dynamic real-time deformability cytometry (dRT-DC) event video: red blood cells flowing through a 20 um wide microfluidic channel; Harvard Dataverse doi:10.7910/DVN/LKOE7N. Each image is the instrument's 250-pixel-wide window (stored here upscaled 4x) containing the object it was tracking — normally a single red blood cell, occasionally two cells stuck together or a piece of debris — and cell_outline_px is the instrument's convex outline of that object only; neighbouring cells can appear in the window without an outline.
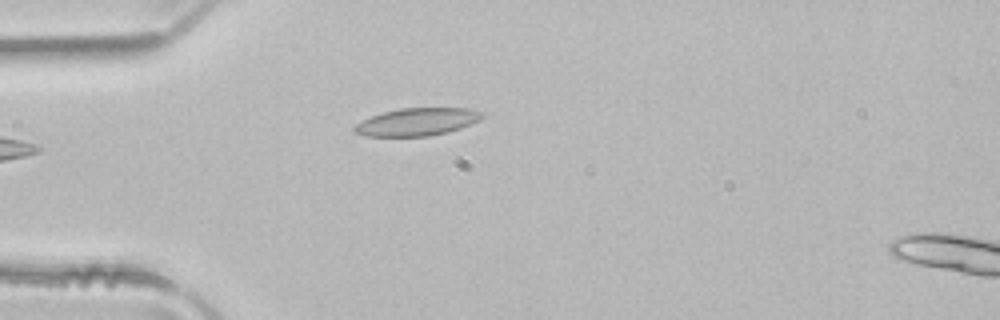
{"species": "common noctule bat (a hibernating species)", "species_latin": "Nyctalus noctula", "temperature_condition": "room temperature", "stored_images_in_passage": 35, "camera_frame_rate_fps": 3000, "um_per_image_px": 0.085, "animal": {"sex": "male", "body_mass_g": 21.5, "forearm_length_mm": 52.0}, "frame": {"image": 1, "passage_image": 1, "time_ms": 0.0, "image_size_px": [1000, 320], "cell_outline_px": [[484, 116], [480, 120], [460, 128], [448, 132], [428, 136], [364, 136], [356, 132], [352, 128], [356, 124], [372, 116], [384, 112], [400, 108], [468, 108], [484, 112]], "centroid_in_image_um": [35.49, 10.35], "position_along_channel_um": 49.5, "area_um2": 20.46}}
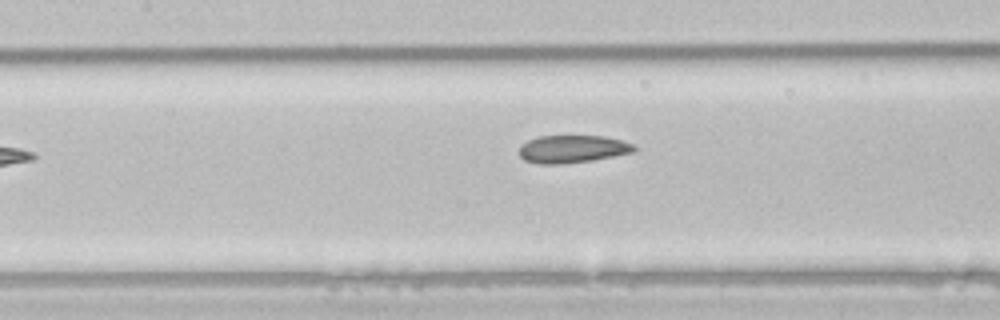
{"frame": {"image": 2, "passage_image": 10, "time_ms": 3.0, "image_size_px": [1000, 320], "cell_outline_px": [[636, 152], [592, 160], [560, 164], [536, 164], [524, 160], [520, 156], [520, 148], [528, 140], [536, 136], [604, 136], [620, 140], [632, 144], [636, 148]], "centroid_in_image_um": [48.66, 12.67], "position_along_channel_um": 158.7, "area_um2": 18.5}}
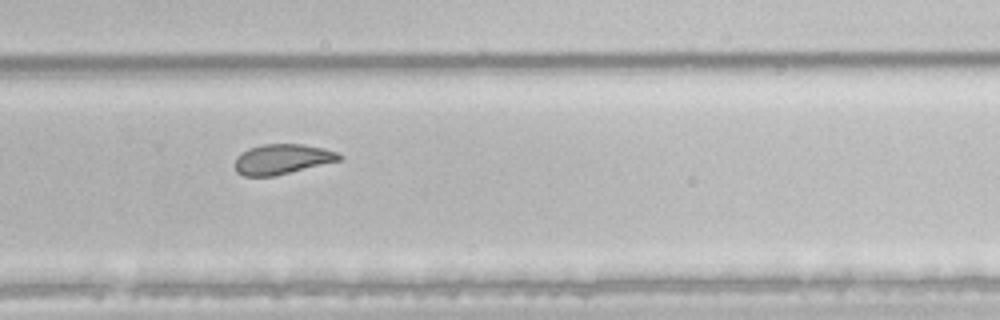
{"frame": {"image": 3, "passage_image": 21, "time_ms": 6.667, "image_size_px": [1000, 320], "cell_outline_px": [[344, 156], [340, 160], [276, 176], [244, 176], [236, 172], [236, 156], [240, 152], [248, 148], [264, 144], [304, 144], [324, 148], [336, 152]], "centroid_in_image_um": [23.98, 13.52], "position_along_channel_um": 305.8, "area_um2": 18.38}, "authors_computed_cell_mechanics": {"area_um2": 19.363, "velocity_mm_per_s": 4.0325, "shape_relaxation_time_tau1_ms": null, "shape_relaxation_time_tau2_ms": 2.3025, "deformation_change_tau1": null, "deformation_change_tau2": 0.075}}